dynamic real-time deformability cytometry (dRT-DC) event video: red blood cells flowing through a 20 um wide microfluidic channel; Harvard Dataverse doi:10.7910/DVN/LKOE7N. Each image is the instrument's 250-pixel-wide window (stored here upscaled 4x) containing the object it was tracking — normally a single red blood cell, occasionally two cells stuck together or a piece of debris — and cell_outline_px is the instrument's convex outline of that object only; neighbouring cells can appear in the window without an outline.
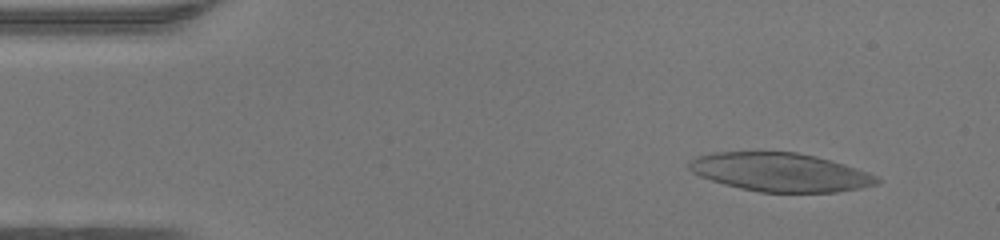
{"species": "human", "species_latin": "Homo sapiens", "temperature_condition": "warm", "stored_images_in_passage": 46, "camera_frame_rate_fps": 3000, "um_per_image_px": 0.085, "donor": {"sex": "female"}, "frame": {"image": 1, "passage_image": 4, "time_ms": 1.0, "image_size_px": [1000, 240], "cell_outline_px": [[880, 180], [876, 184], [860, 188], [836, 192], [760, 192], [740, 188], [724, 184], [700, 176], [692, 172], [688, 168], [688, 164], [696, 156], [716, 152], [796, 152], [816, 156], [876, 176]], "centroid_in_image_um": [66.25, 14.64], "position_along_channel_um": 18.7, "area_um2": 41.56}}
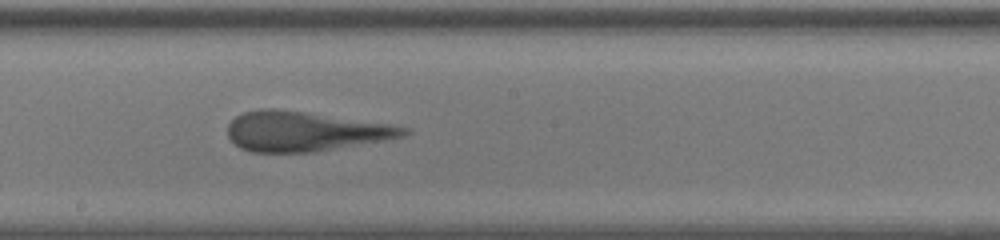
{"frame": {"image": 2, "passage_image": 25, "time_ms": 8.0, "image_size_px": [1000, 240], "cell_outline_px": [[412, 132], [404, 136], [312, 152], [252, 152], [240, 148], [228, 136], [228, 124], [236, 116], [244, 112], [260, 108], [276, 108], [392, 124], [412, 128]], "centroid_in_image_um": [25.9, 11.15], "position_along_channel_um": 222.3, "area_um2": 40.52}}
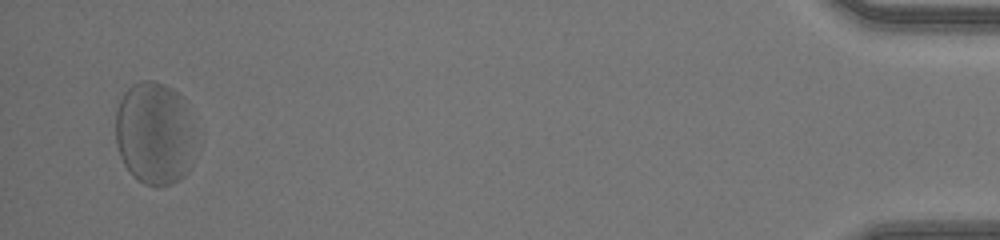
{"frame": {"image": 3, "passage_image": 45, "time_ms": 14.667, "image_size_px": [1000, 240], "cell_outline_px": [[192, 124], [188, 172], [180, 180], [172, 184], [144, 184], [124, 164], [120, 156], [116, 144], [116, 112], [120, 100], [124, 92], [132, 84], [140, 80], [156, 80], [172, 88], [184, 100]], "centroid_in_image_um": [13.08, 11.28], "position_along_channel_um": 422.1, "area_um2": 47.05}, "authors_computed_cell_mechanics": {"area_um2": 41.5582, "velocity_mm_per_s": 4.3067, "shape_relaxation_time_tau1_ms": 3.6417, "shape_relaxation_time_tau2_ms": 1.641, "deformation_change_tau1": 0.1647, "deformation_change_tau2": 0.115}}